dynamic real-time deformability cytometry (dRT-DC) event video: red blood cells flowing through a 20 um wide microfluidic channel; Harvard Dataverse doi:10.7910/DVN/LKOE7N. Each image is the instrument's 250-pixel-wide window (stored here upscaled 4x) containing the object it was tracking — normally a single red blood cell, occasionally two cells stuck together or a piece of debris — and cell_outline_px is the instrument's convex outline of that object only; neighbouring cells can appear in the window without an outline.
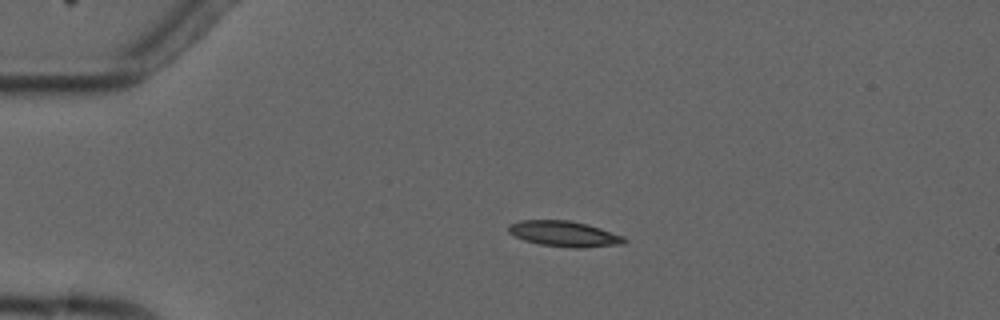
{"species": "common noctule bat (a hibernating species)", "species_latin": "Nyctalus noctula", "temperature_condition": "cold", "stored_images_in_passage": 3, "camera_frame_rate_fps": 3000, "um_per_image_px": 0.085, "animal": {"sex": "male", "forearm_length_mm": 52.5}, "frame": {"image": 1, "passage_image": 2, "time_ms": 1.333, "image_size_px": [1000, 320], "cell_outline_px": [[628, 240], [624, 244], [584, 248], [572, 248], [540, 244], [524, 240], [508, 232], [508, 224], [520, 220], [568, 220], [588, 224], [624, 236]], "centroid_in_image_um": [47.99, 19.87], "position_along_channel_um": 37.0, "area_um2": 17.4}}